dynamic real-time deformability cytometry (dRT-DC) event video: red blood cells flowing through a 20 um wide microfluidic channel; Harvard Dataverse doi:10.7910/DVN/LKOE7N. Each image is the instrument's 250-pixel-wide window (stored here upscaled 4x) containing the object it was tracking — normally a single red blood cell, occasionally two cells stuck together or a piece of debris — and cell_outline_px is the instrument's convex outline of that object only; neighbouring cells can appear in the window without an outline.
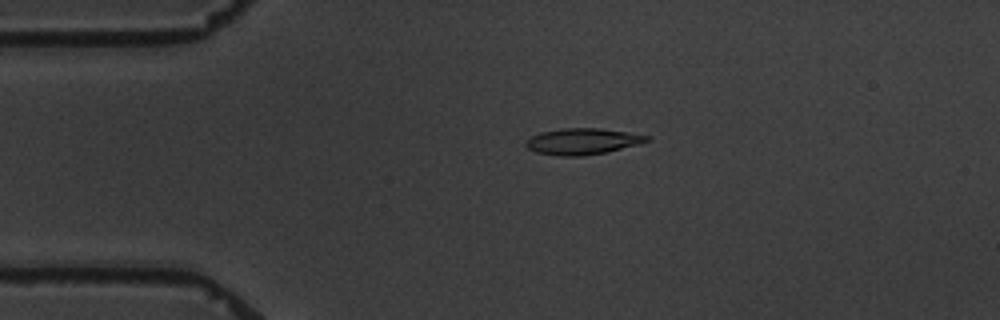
{"species": "common noctule bat (a hibernating species)", "species_latin": "Nyctalus noctula", "temperature_condition": "warm", "stored_images_in_passage": 3, "camera_frame_rate_fps": 3000, "um_per_image_px": 0.085, "animal": {"sex": "male", "body_mass_g": 19.5, "forearm_length_mm": 54.6}, "frame": {"image": 1, "passage_image": 2, "time_ms": 1.0, "image_size_px": [1000, 320], "cell_outline_px": [[652, 140], [640, 144], [608, 152], [584, 156], [560, 156], [536, 152], [528, 148], [524, 144], [532, 136], [540, 132], [564, 128], [600, 128], [652, 136]], "centroid_in_image_um": [49.57, 12.02], "position_along_channel_um": 35.4, "area_um2": 18.61}}